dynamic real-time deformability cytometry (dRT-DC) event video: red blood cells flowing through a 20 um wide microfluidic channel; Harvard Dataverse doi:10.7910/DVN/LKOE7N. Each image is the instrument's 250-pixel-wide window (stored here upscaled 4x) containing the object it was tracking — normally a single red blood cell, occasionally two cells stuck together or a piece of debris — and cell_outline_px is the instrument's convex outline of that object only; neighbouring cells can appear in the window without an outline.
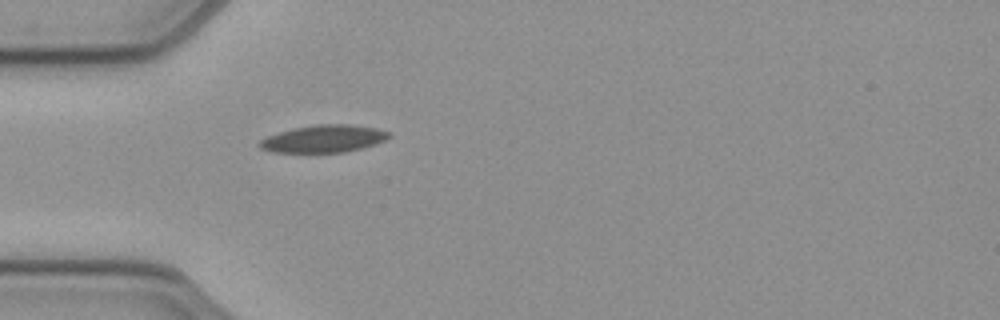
{"species": "common noctule bat (a hibernating species)", "species_latin": "Nyctalus noctula", "temperature_condition": "cold", "stored_images_in_passage": 15, "camera_frame_rate_fps": 3000, "um_per_image_px": 0.085, "animal": {"sex": "female", "body_mass_g": 21.9}, "frame": {"image": 1, "passage_image": 1, "time_ms": 0.0, "image_size_px": [1000, 320], "cell_outline_px": [[392, 136], [376, 144], [344, 152], [272, 152], [260, 148], [256, 144], [260, 140], [268, 136], [292, 128], [316, 124], [348, 124], [376, 128], [392, 132]], "centroid_in_image_um": [27.52, 11.78], "position_along_channel_um": 57.5, "area_um2": 20.69}}
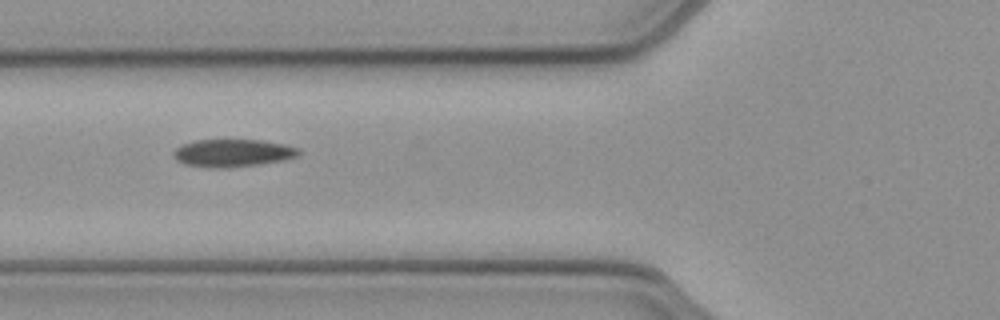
{"frame": {"image": 2, "passage_image": 5, "time_ms": 1.333, "image_size_px": [1000, 320], "cell_outline_px": [[300, 156], [284, 160], [260, 164], [228, 168], [212, 168], [184, 164], [176, 160], [172, 156], [172, 152], [180, 144], [196, 140], [260, 140], [284, 144], [300, 148]], "centroid_in_image_um": [19.77, 13.01], "position_along_channel_um": 106.0, "area_um2": 20.46}}